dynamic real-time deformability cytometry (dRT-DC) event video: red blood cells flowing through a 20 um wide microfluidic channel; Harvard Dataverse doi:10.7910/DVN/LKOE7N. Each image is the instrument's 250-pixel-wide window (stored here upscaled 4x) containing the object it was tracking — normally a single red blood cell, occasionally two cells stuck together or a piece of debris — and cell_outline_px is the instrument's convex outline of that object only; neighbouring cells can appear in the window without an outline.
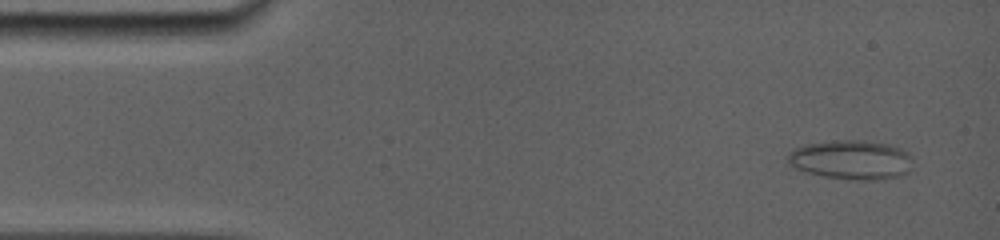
{"species": "common noctule bat (a hibernating species)", "species_latin": "Nyctalus noctula", "temperature_condition": "room temperature", "stored_images_in_passage": 18, "camera_frame_rate_fps": 5000, "um_per_image_px": 0.085, "animal": {"sex": "female", "body_mass_g": 19.0, "forearm_length_mm": 56.7}, "frame": {"image": 1, "passage_image": 3, "time_ms": 0.6, "image_size_px": [1000, 240], "cell_outline_px": [[912, 156], [908, 172], [900, 176], [868, 180], [864, 180], [824, 176], [808, 172], [796, 168], [788, 164], [788, 156], [792, 148], [804, 144], [836, 140], [864, 140], [888, 144], [900, 148], [908, 152]], "centroid_in_image_um": [72.34, 13.56], "position_along_channel_um": 12.7, "area_um2": 28.44}}
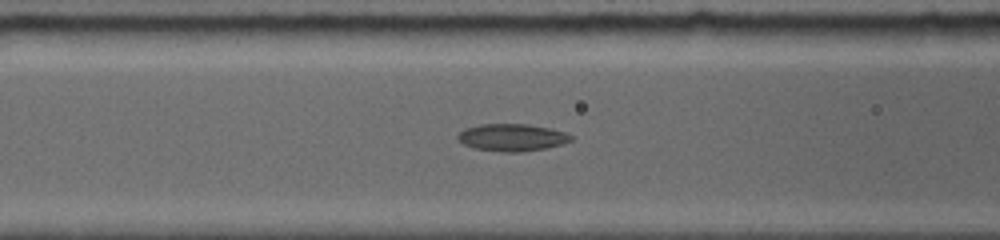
{"frame": {"image": 2, "passage_image": 15, "time_ms": 6.0, "image_size_px": [1000, 240], "cell_outline_px": [[572, 140], [564, 144], [524, 152], [504, 152], [476, 148], [464, 144], [456, 140], [456, 136], [464, 128], [480, 124], [528, 124], [548, 128], [564, 132], [572, 136]], "centroid_in_image_um": [43.5, 11.68], "position_along_channel_um": 123.1, "area_um2": 17.98}}
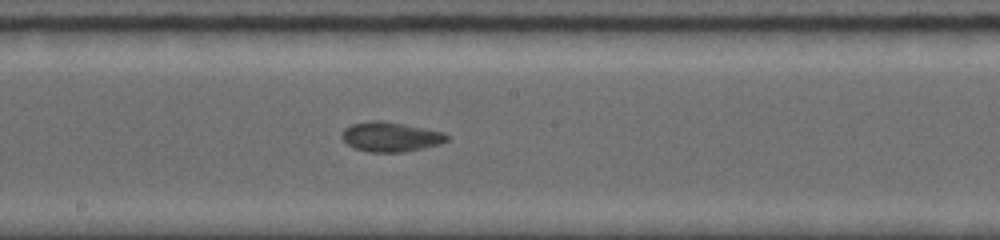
{"frame": {"image": 3, "passage_image": 18, "time_ms": 8.4, "image_size_px": [1000, 240], "cell_outline_px": [[448, 140], [440, 144], [404, 152], [368, 152], [356, 148], [348, 144], [340, 136], [340, 132], [344, 128], [352, 124], [368, 120], [380, 120], [404, 124], [444, 132], [448, 136]], "centroid_in_image_um": [33.17, 11.62], "position_along_channel_um": 215.0, "area_um2": 18.21}}